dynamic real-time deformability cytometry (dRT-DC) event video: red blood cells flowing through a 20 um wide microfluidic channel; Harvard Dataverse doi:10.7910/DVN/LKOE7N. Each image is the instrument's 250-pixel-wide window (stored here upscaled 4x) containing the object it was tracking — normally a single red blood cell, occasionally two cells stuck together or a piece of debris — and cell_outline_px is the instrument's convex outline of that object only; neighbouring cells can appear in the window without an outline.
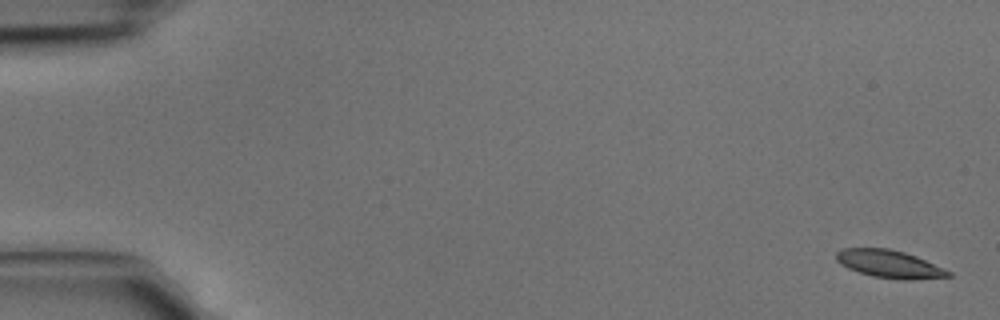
{"species": "common noctule bat (a hibernating species)", "species_latin": "Nyctalus noctula", "temperature_condition": "cold", "stored_images_in_passage": 4, "camera_frame_rate_fps": 3000, "um_per_image_px": 0.085, "animal": {"sex": "male", "body_mass_g": 15.6}, "frame": {"image": 1, "passage_image": 1, "time_ms": 0.0, "image_size_px": [1000, 320], "cell_outline_px": [[952, 276], [912, 280], [900, 280], [872, 276], [848, 268], [840, 264], [836, 260], [836, 252], [840, 248], [888, 248], [904, 252], [916, 256], [952, 272]], "centroid_in_image_um": [75.59, 22.44], "position_along_channel_um": 9.4, "area_um2": 18.15}}
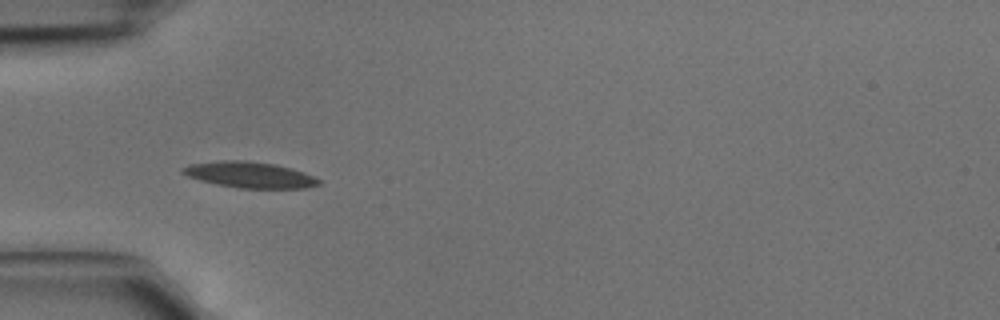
{"frame": {"image": 2, "passage_image": 4, "time_ms": 1.0, "image_size_px": [1000, 320], "cell_outline_px": [[320, 184], [308, 188], [236, 188], [216, 184], [200, 180], [188, 176], [180, 172], [180, 168], [188, 164], [220, 160], [244, 160], [276, 164], [292, 168], [304, 172], [320, 180]], "centroid_in_image_um": [21.19, 14.85], "position_along_channel_um": 63.8, "area_um2": 20.81}}